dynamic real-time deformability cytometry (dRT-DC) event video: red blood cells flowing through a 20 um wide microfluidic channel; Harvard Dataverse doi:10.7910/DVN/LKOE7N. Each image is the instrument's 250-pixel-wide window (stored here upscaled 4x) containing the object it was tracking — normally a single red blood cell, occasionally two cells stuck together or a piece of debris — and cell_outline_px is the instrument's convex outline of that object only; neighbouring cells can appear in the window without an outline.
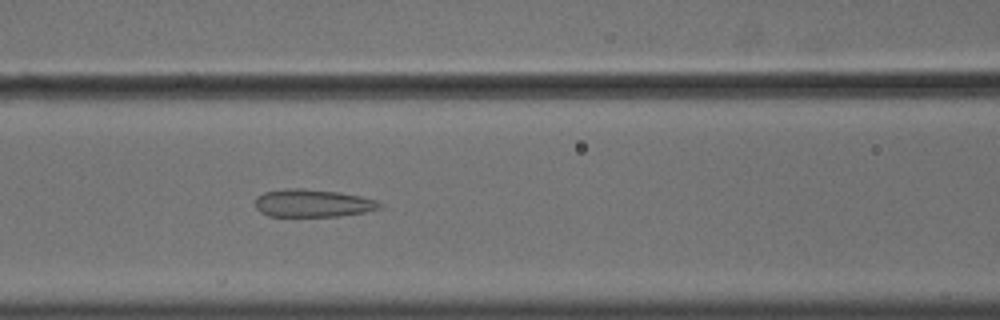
{"species": "common noctule bat (a hibernating species)", "species_latin": "Nyctalus noctula", "temperature_condition": "cold", "stored_images_in_passage": 52, "camera_frame_rate_fps": 3000, "um_per_image_px": 0.085, "animal": {"sex": "male", "body_mass_g": 18.8}, "frame": {"image": 1, "passage_image": 21, "time_ms": 6.667, "image_size_px": [1000, 320], "cell_outline_px": [[384, 208], [364, 212], [340, 216], [268, 216], [260, 212], [256, 208], [256, 196], [264, 192], [284, 188], [304, 188], [340, 192], [360, 196], [376, 200], [384, 204]], "centroid_in_image_um": [26.6, 17.26], "position_along_channel_um": 140.0, "area_um2": 20.4}}
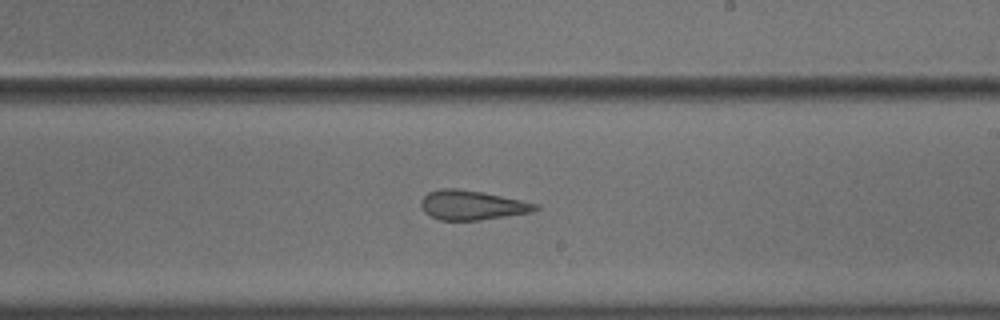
{"frame": {"image": 2, "passage_image": 30, "time_ms": 9.667, "image_size_px": [1000, 320], "cell_outline_px": [[540, 208], [532, 212], [480, 220], [440, 220], [424, 212], [420, 204], [420, 200], [428, 192], [440, 188], [456, 188], [480, 192], [540, 204]], "centroid_in_image_um": [40.1, 17.44], "position_along_channel_um": 248.9, "area_um2": 19.54}}
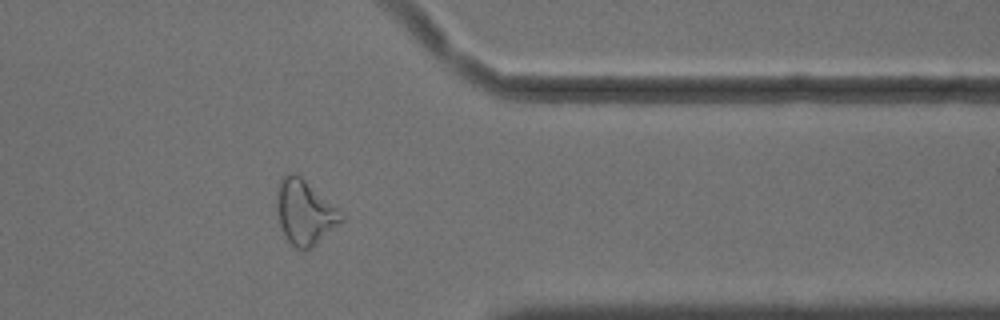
{"frame": {"image": 3, "passage_image": 42, "time_ms": 13.667, "image_size_px": [1000, 320], "cell_outline_px": [[344, 220], [312, 248], [296, 248], [288, 240], [280, 224], [280, 180], [288, 172], [292, 172], [300, 176], [344, 216]], "centroid_in_image_um": [25.95, 18.08], "position_along_channel_um": 385.4, "area_um2": 22.77}, "authors_computed_cell_mechanics": {"area_um2": 23.4379, "velocity_mm_per_s": 3.6298, "shape_relaxation_time_tau1_ms": null, "shape_relaxation_time_tau2_ms": 2.1911, "deformation_change_tau1": null, "deformation_change_tau2": 0.1202}}